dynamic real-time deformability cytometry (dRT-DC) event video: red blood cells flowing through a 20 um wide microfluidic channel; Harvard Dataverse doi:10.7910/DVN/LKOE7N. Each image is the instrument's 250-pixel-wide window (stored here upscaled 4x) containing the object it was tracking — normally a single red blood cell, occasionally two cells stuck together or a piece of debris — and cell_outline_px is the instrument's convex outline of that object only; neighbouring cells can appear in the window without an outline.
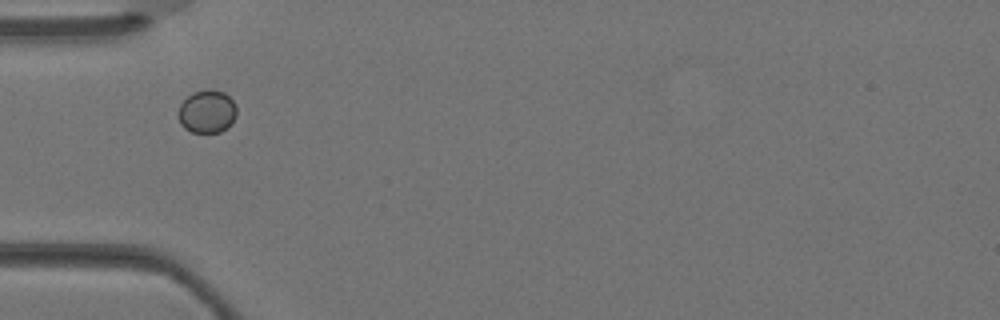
{"species": "Egyptian fruit bat (a non-hibernating species)", "species_latin": "Rousettus aegyptiacus", "temperature_condition": "warm", "stored_images_in_passage": 1, "camera_frame_rate_fps": 3000, "um_per_image_px": 0.085, "animal": {"sex": "female"}, "frame": {"image": 1, "passage_image": 1, "time_ms": 0.0, "image_size_px": [1000, 320], "cell_outline_px": [[236, 116], [232, 124], [228, 128], [220, 132], [192, 132], [184, 128], [180, 124], [176, 116], [176, 112], [180, 104], [192, 92], [208, 88], [212, 88], [224, 92], [236, 104]], "centroid_in_image_um": [17.58, 9.47], "position_along_channel_um": 67.4, "area_um2": 15.09}}